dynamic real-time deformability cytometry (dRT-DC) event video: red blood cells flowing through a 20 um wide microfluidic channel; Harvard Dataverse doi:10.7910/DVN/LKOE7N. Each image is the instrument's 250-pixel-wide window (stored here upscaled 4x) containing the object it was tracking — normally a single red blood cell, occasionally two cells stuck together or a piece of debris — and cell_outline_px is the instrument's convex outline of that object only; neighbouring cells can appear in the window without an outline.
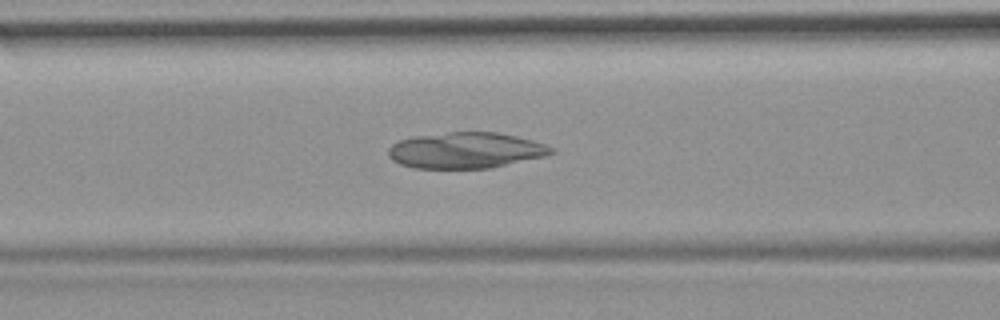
{"species": "common noctule bat (a hibernating species)", "species_latin": "Nyctalus noctula", "temperature_condition": "room temperature", "stored_images_in_passage": 49, "camera_frame_rate_fps": 3000, "um_per_image_px": 0.085, "animal": {"sex": "female", "body_mass_g": 19.9}, "frame": {"image": 1, "passage_image": 22, "time_ms": 7.0, "image_size_px": [1000, 320], "cell_outline_px": [[556, 152], [544, 156], [488, 168], [412, 168], [400, 164], [392, 160], [388, 156], [388, 148], [392, 144], [400, 140], [416, 136], [448, 132], [496, 132], [516, 136], [532, 140], [556, 148]], "centroid_in_image_um": [39.57, 12.78], "position_along_channel_um": 127.0, "area_um2": 34.04}}
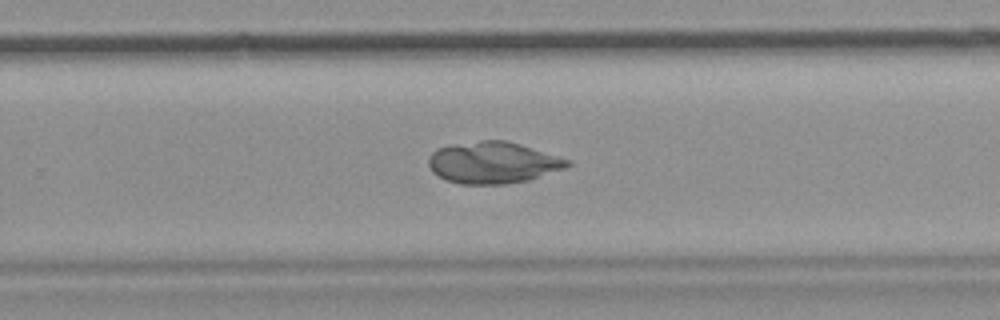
{"frame": {"image": 2, "passage_image": 35, "time_ms": 11.333, "image_size_px": [1000, 320], "cell_outline_px": [[572, 164], [568, 168], [528, 180], [504, 184], [460, 184], [444, 180], [432, 172], [428, 164], [428, 156], [436, 148], [452, 144], [480, 140], [504, 140], [520, 144], [572, 160]], "centroid_in_image_um": [41.9, 13.82], "position_along_channel_um": 287.9, "area_um2": 34.1}}